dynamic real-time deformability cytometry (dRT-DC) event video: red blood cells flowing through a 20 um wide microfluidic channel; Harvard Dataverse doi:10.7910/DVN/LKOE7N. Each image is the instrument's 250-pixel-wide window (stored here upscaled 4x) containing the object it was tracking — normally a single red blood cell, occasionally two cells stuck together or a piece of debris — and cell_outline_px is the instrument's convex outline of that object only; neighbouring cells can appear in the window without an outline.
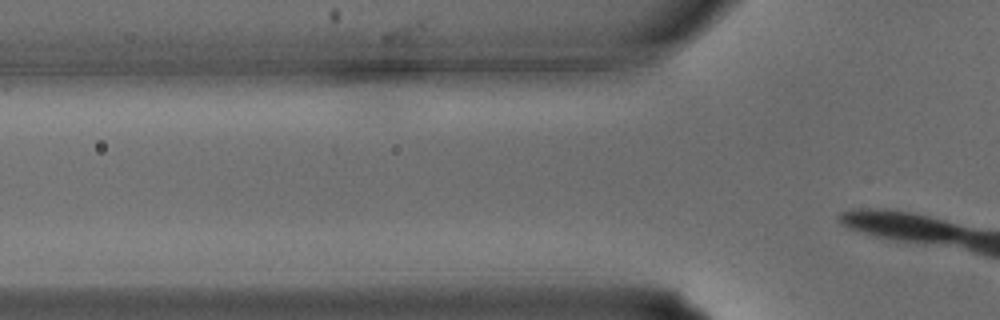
{"species": "common noctule bat (a hibernating species)", "species_latin": "Nyctalus noctula", "temperature_condition": "warm", "stored_images_in_passage": 8, "camera_frame_rate_fps": 3000, "um_per_image_px": 0.085, "animal": {"sex": "male", "body_mass_g": 15.6}, "frame": {"image": 1, "passage_image": 5, "time_ms": 1.333, "image_size_px": [1000, 320], "cell_outline_px": [[588, 136], [580, 140], [552, 144], [420, 144], [416, 140], [416, 136], [432, 128], [568, 128], [584, 132]], "centroid_in_image_um": [42.45, 11.56], "position_along_channel_um": 83.3, "area_um2": 18.21}}